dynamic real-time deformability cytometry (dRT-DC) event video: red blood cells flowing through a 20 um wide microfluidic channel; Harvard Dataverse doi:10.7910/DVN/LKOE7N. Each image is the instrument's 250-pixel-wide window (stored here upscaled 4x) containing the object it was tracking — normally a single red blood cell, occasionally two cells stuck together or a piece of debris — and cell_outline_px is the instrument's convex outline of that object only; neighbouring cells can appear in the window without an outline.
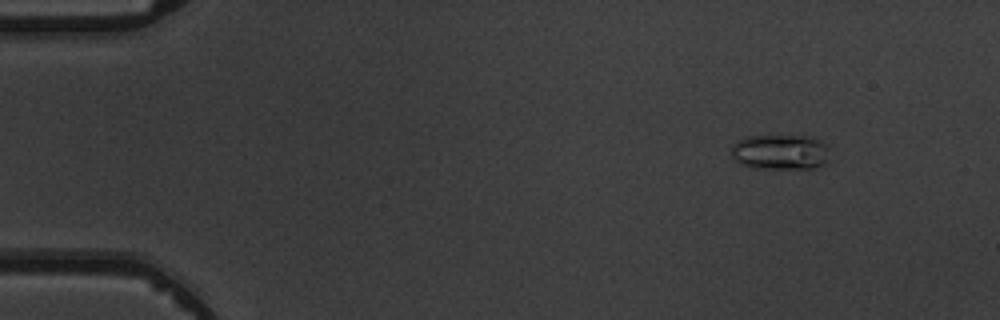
{"species": "common noctule bat (a hibernating species)", "species_latin": "Nyctalus noctula", "temperature_condition": "warm", "stored_images_in_passage": 4, "camera_frame_rate_fps": 3000, "um_per_image_px": 0.085, "animal": {"sex": "male", "body_mass_g": 19.5, "forearm_length_mm": 54.6}, "frame": {"image": 1, "passage_image": 1, "time_ms": 0.0, "image_size_px": [1000, 320], "cell_outline_px": [[828, 160], [824, 164], [812, 168], [752, 168], [740, 164], [732, 156], [732, 144], [748, 136], [816, 136], [828, 148]], "centroid_in_image_um": [66.34, 12.92], "position_along_channel_um": 18.7, "area_um2": 20.23}}